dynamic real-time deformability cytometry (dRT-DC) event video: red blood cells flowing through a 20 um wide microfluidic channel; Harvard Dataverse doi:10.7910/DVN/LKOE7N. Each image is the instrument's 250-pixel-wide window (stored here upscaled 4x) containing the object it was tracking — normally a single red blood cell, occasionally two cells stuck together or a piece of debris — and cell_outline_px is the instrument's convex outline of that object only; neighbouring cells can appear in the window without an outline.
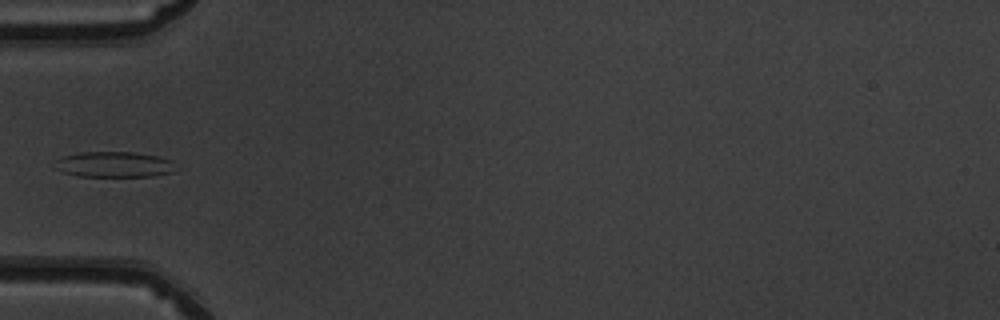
{"species": "common noctule bat (a hibernating species)", "species_latin": "Nyctalus noctula", "temperature_condition": "warm", "stored_images_in_passage": 34, "camera_frame_rate_fps": 3000, "um_per_image_px": 0.085, "animal": {"sex": "male", "body_mass_g": 19.5, "forearm_length_mm": 54.6}, "frame": {"image": 1, "passage_image": 1, "time_ms": 0.0, "image_size_px": [1000, 320], "cell_outline_px": [[172, 172], [156, 176], [80, 176], [60, 172], [52, 168], [52, 160], [60, 156], [80, 152], [132, 152], [160, 156], [172, 160]], "centroid_in_image_um": [9.56, 13.97], "position_along_channel_um": 75.4, "area_um2": 18.38}}
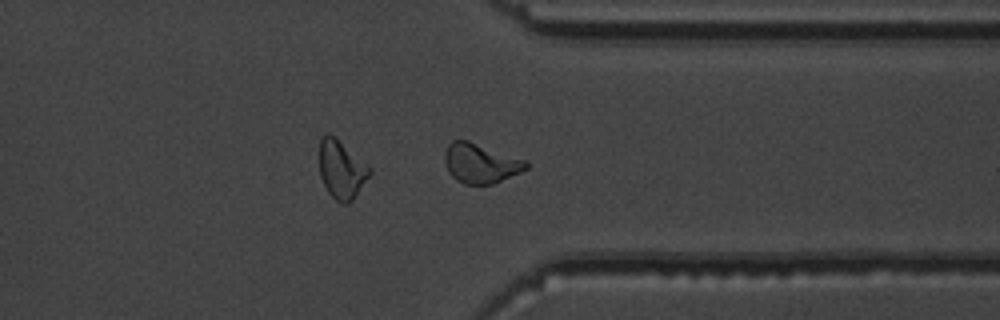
{"frame": {"image": 2, "passage_image": 23, "time_ms": 7.333, "image_size_px": [1000, 320], "cell_outline_px": [[528, 168], [520, 172], [492, 184], [464, 184], [456, 180], [448, 172], [444, 160], [444, 152], [448, 144], [452, 140], [468, 140], [528, 160]], "centroid_in_image_um": [40.84, 13.86], "position_along_channel_um": 370.6, "area_um2": 18.96}}
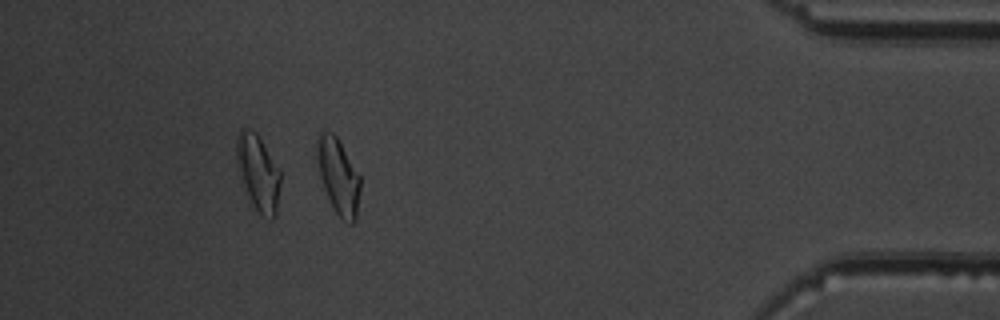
{"frame": {"image": 3, "passage_image": 29, "time_ms": 9.333, "image_size_px": [1000, 320], "cell_outline_px": [[360, 188], [356, 220], [352, 224], [348, 224], [336, 212], [324, 188], [320, 176], [316, 156], [316, 140], [320, 132], [332, 132], [336, 136], [360, 176]], "centroid_in_image_um": [28.75, 14.98], "position_along_channel_um": 406.4, "area_um2": 18.79}}